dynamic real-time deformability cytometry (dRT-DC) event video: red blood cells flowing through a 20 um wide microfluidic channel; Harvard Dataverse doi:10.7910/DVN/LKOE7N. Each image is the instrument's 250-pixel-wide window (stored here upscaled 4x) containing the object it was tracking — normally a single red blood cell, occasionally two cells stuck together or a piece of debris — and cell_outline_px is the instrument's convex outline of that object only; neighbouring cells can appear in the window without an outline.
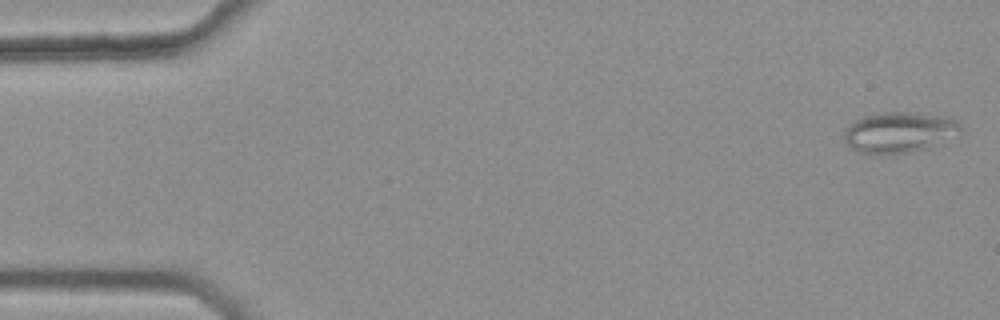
{"species": "common noctule bat (a hibernating species)", "species_latin": "Nyctalus noctula", "temperature_condition": "warm", "stored_images_in_passage": 46, "camera_frame_rate_fps": 3000, "um_per_image_px": 0.085, "animal": {"sex": "female", "body_mass_g": 25.1}, "frame": {"image": 1, "passage_image": 1, "time_ms": 0.0, "image_size_px": [1000, 320], "cell_outline_px": [[964, 132], [928, 148], [912, 152], [880, 156], [856, 152], [844, 140], [844, 132], [856, 120], [864, 116], [884, 112], [908, 112], [936, 116], [960, 120]], "centroid_in_image_um": [76.46, 11.28], "position_along_channel_um": 8.5, "area_um2": 27.92}}
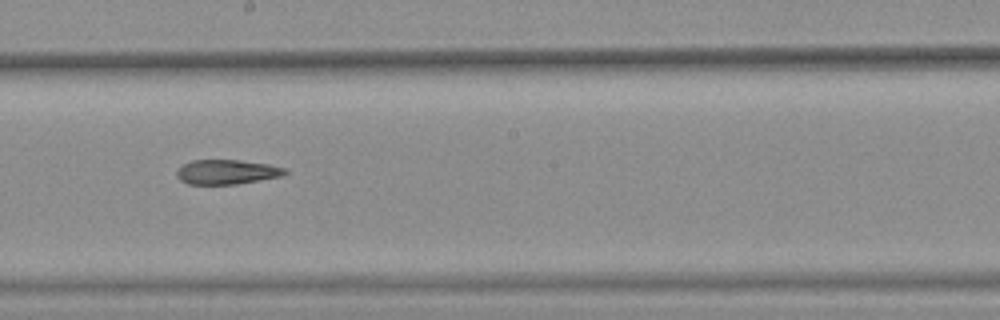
{"frame": {"image": 2, "passage_image": 29, "time_ms": 9.333, "image_size_px": [1000, 320], "cell_outline_px": [[288, 172], [280, 176], [236, 184], [188, 184], [180, 180], [176, 176], [176, 172], [184, 164], [192, 160], [240, 160], [268, 164], [288, 168]], "centroid_in_image_um": [19.28, 14.61], "position_along_channel_um": 228.9, "area_um2": 15.43}}
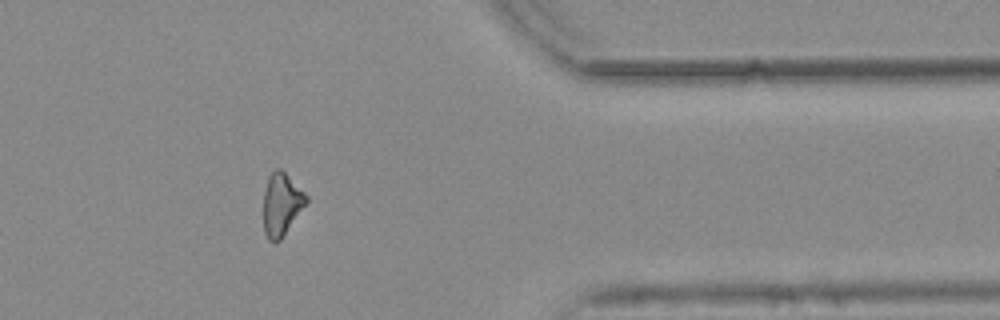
{"frame": {"image": 3, "passage_image": 43, "time_ms": 14.0, "image_size_px": [1000, 320], "cell_outline_px": [[308, 200], [280, 240], [268, 240], [264, 232], [264, 192], [268, 176], [276, 168], [280, 168], [308, 196]], "centroid_in_image_um": [23.91, 17.34], "position_along_channel_um": 387.5, "area_um2": 15.2}, "authors_computed_cell_mechanics": {"area_um2": 16.5308, "velocity_mm_per_s": 3.8016, "shape_relaxation_time_tau1_ms": null, "shape_relaxation_time_tau2_ms": 7.6953, "deformation_change_tau1": null, "deformation_change_tau2": 0.1997}}